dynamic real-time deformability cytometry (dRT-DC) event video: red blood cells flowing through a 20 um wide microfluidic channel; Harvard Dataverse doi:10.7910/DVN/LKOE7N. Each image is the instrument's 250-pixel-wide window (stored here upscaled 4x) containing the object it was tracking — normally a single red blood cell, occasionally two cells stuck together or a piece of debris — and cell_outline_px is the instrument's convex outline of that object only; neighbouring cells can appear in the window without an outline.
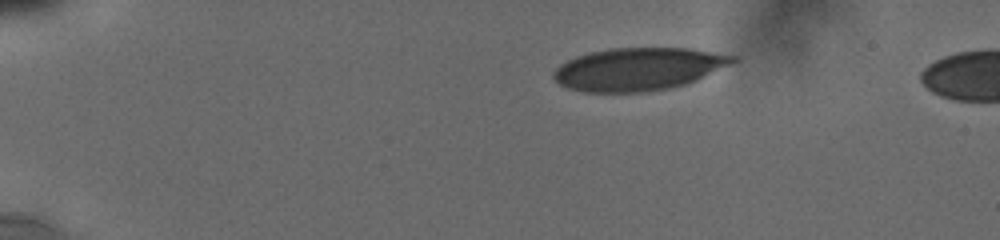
{"species": "human", "species_latin": "Homo sapiens", "temperature_condition": "cold", "stored_images_in_passage": 6, "camera_frame_rate_fps": 3000, "um_per_image_px": 0.085, "donor": {"sex": "male"}, "frame": {"image": 1, "passage_image": 1, "time_ms": 0.0, "image_size_px": [1000, 240], "cell_outline_px": [[740, 60], [688, 84], [672, 88], [644, 92], [584, 92], [568, 88], [560, 84], [552, 76], [552, 72], [560, 64], [576, 56], [608, 48], [688, 48], [736, 56]], "centroid_in_image_um": [54.28, 5.87], "position_along_channel_um": 30.7, "area_um2": 44.74}}